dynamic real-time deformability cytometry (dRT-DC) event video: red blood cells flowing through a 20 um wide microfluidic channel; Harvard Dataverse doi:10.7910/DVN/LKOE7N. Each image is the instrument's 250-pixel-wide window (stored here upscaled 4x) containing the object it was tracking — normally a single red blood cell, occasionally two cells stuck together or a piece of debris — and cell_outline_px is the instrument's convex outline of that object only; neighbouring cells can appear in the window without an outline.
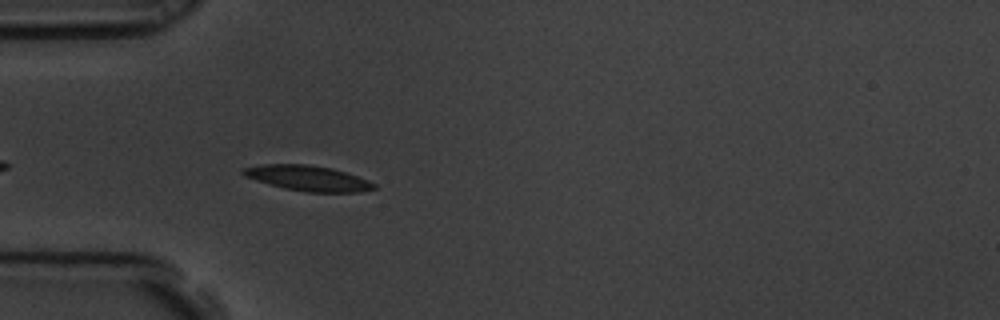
{"species": "common noctule bat (a hibernating species)", "species_latin": "Nyctalus noctula", "temperature_condition": "room temperature", "stored_images_in_passage": 6, "camera_frame_rate_fps": 3000, "um_per_image_px": 0.085, "animal": {"sex": "male", "body_mass_g": 19.5, "forearm_length_mm": 54.6}, "frame": {"image": 1, "passage_image": 6, "time_ms": 1.667, "image_size_px": [1000, 320], "cell_outline_px": [[376, 188], [360, 192], [308, 192], [284, 188], [268, 184], [244, 176], [240, 172], [244, 168], [260, 164], [308, 164], [332, 168], [368, 180], [376, 184]], "centroid_in_image_um": [26.15, 15.14], "position_along_channel_um": 58.8, "area_um2": 19.25}}